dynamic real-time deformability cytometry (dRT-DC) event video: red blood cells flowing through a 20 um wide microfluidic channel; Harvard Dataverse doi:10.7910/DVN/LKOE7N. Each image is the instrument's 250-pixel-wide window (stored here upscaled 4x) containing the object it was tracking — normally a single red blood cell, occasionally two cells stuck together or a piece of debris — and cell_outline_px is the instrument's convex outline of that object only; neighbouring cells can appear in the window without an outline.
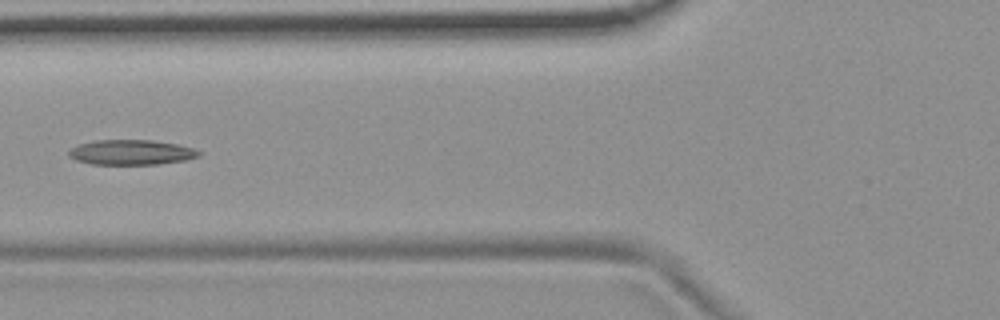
{"species": "common noctule bat (a hibernating species)", "species_latin": "Nyctalus noctula", "temperature_condition": "room temperature", "stored_images_in_passage": 8, "camera_frame_rate_fps": 3000, "um_per_image_px": 0.085, "animal": {"sex": "female", "body_mass_g": 19.9}, "frame": {"image": 1, "passage_image": 5, "time_ms": 1.333, "image_size_px": [1000, 320], "cell_outline_px": [[200, 156], [184, 160], [156, 164], [92, 164], [76, 160], [68, 156], [68, 152], [72, 148], [80, 144], [96, 140], [152, 140], [176, 144], [192, 148], [200, 152]], "centroid_in_image_um": [11.13, 12.94], "position_along_channel_um": 114.7, "area_um2": 18.73}}
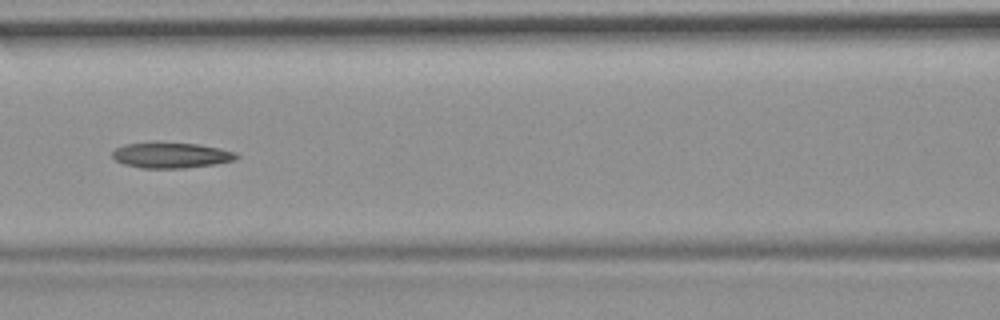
{"frame": {"image": 2, "passage_image": 6, "time_ms": 1.667, "image_size_px": [1000, 320], "cell_outline_px": [[240, 156], [232, 160], [212, 164], [184, 168], [140, 168], [124, 164], [116, 160], [112, 156], [112, 152], [116, 148], [124, 144], [160, 140], [200, 144], [220, 148], [236, 152]], "centroid_in_image_um": [14.5, 13.15], "position_along_channel_um": 152.1, "area_um2": 19.02}}